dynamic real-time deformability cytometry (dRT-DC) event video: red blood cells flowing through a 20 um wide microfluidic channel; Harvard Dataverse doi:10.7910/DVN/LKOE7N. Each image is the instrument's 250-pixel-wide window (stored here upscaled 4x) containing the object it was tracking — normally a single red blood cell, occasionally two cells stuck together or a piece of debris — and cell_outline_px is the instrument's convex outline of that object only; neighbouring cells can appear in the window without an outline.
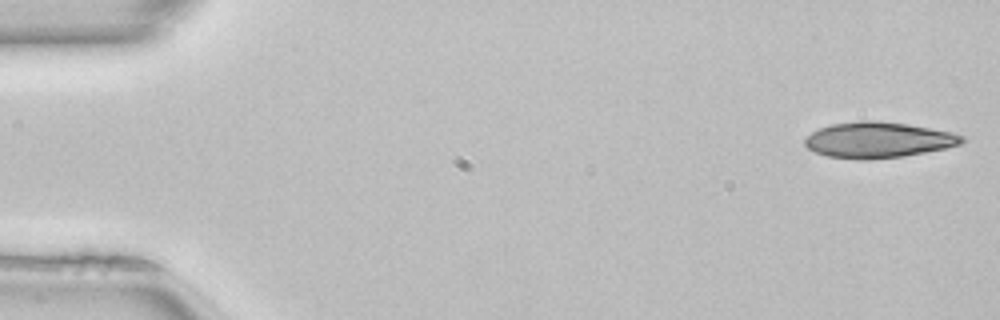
{"species": "common noctule bat (a hibernating species)", "species_latin": "Nyctalus noctula", "temperature_condition": "room temperature", "stored_images_in_passage": 11, "camera_frame_rate_fps": 3000, "um_per_image_px": 0.085, "animal": {"sex": "female", "body_mass_g": 22.7, "forearm_length_mm": 54.2}, "frame": {"image": 1, "passage_image": 1, "time_ms": 0.0, "image_size_px": [1000, 320], "cell_outline_px": [[968, 140], [960, 144], [944, 148], [904, 156], [872, 160], [856, 160], [828, 156], [816, 152], [808, 148], [804, 144], [804, 140], [812, 132], [820, 128], [832, 124], [860, 120], [876, 120], [908, 124], [952, 132], [964, 136]], "centroid_in_image_um": [74.66, 11.9], "position_along_channel_um": 10.3, "area_um2": 32.89}}